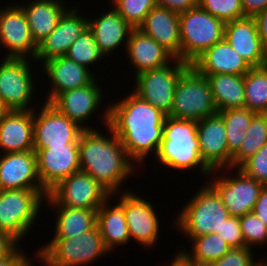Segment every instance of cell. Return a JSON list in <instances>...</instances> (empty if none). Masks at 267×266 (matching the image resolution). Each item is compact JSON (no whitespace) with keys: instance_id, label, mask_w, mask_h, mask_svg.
Wrapping results in <instances>:
<instances>
[{"instance_id":"6da1fadb","label":"cell","mask_w":267,"mask_h":266,"mask_svg":"<svg viewBox=\"0 0 267 266\" xmlns=\"http://www.w3.org/2000/svg\"><path fill=\"white\" fill-rule=\"evenodd\" d=\"M126 97L109 103L108 126L122 142L128 158L144 167L148 155L157 153L164 133L166 114L140 99L132 90Z\"/></svg>"},{"instance_id":"f35d334b","label":"cell","mask_w":267,"mask_h":266,"mask_svg":"<svg viewBox=\"0 0 267 266\" xmlns=\"http://www.w3.org/2000/svg\"><path fill=\"white\" fill-rule=\"evenodd\" d=\"M243 239L246 247L257 248L267 246V226L254 214L250 212L239 217Z\"/></svg>"},{"instance_id":"1f68e13d","label":"cell","mask_w":267,"mask_h":266,"mask_svg":"<svg viewBox=\"0 0 267 266\" xmlns=\"http://www.w3.org/2000/svg\"><path fill=\"white\" fill-rule=\"evenodd\" d=\"M267 143V114H255L239 150L232 156L231 168H240Z\"/></svg>"},{"instance_id":"ba28073f","label":"cell","mask_w":267,"mask_h":266,"mask_svg":"<svg viewBox=\"0 0 267 266\" xmlns=\"http://www.w3.org/2000/svg\"><path fill=\"white\" fill-rule=\"evenodd\" d=\"M217 112L209 80L191 65L177 82L173 105L168 115L199 121Z\"/></svg>"},{"instance_id":"836d02e7","label":"cell","mask_w":267,"mask_h":266,"mask_svg":"<svg viewBox=\"0 0 267 266\" xmlns=\"http://www.w3.org/2000/svg\"><path fill=\"white\" fill-rule=\"evenodd\" d=\"M218 113L225 124L228 152L233 156L239 150L256 113L246 107L227 109Z\"/></svg>"},{"instance_id":"7402d4cb","label":"cell","mask_w":267,"mask_h":266,"mask_svg":"<svg viewBox=\"0 0 267 266\" xmlns=\"http://www.w3.org/2000/svg\"><path fill=\"white\" fill-rule=\"evenodd\" d=\"M224 39L252 67L267 65V50L261 43L254 18L227 22Z\"/></svg>"},{"instance_id":"484cf974","label":"cell","mask_w":267,"mask_h":266,"mask_svg":"<svg viewBox=\"0 0 267 266\" xmlns=\"http://www.w3.org/2000/svg\"><path fill=\"white\" fill-rule=\"evenodd\" d=\"M117 195L115 204L110 203L116 197L113 194L97 210V226L110 253L116 251L117 246H126L131 241L124 213V191Z\"/></svg>"},{"instance_id":"f546056e","label":"cell","mask_w":267,"mask_h":266,"mask_svg":"<svg viewBox=\"0 0 267 266\" xmlns=\"http://www.w3.org/2000/svg\"><path fill=\"white\" fill-rule=\"evenodd\" d=\"M47 207L56 212L53 238H70L97 226L98 209L71 208L62 205H47Z\"/></svg>"},{"instance_id":"b9f144b4","label":"cell","mask_w":267,"mask_h":266,"mask_svg":"<svg viewBox=\"0 0 267 266\" xmlns=\"http://www.w3.org/2000/svg\"><path fill=\"white\" fill-rule=\"evenodd\" d=\"M218 234L228 243L231 248L246 247L242 230L240 226L239 217L230 216L225 220V223L218 231Z\"/></svg>"},{"instance_id":"83f0119b","label":"cell","mask_w":267,"mask_h":266,"mask_svg":"<svg viewBox=\"0 0 267 266\" xmlns=\"http://www.w3.org/2000/svg\"><path fill=\"white\" fill-rule=\"evenodd\" d=\"M200 74L244 76L252 66L225 40L215 43L191 64Z\"/></svg>"},{"instance_id":"7bdbcfd3","label":"cell","mask_w":267,"mask_h":266,"mask_svg":"<svg viewBox=\"0 0 267 266\" xmlns=\"http://www.w3.org/2000/svg\"><path fill=\"white\" fill-rule=\"evenodd\" d=\"M157 6L167 8L176 14H182L198 7V0H156Z\"/></svg>"},{"instance_id":"d6a6232c","label":"cell","mask_w":267,"mask_h":266,"mask_svg":"<svg viewBox=\"0 0 267 266\" xmlns=\"http://www.w3.org/2000/svg\"><path fill=\"white\" fill-rule=\"evenodd\" d=\"M245 107L256 114H267V65L252 67L244 75Z\"/></svg>"},{"instance_id":"603a6c76","label":"cell","mask_w":267,"mask_h":266,"mask_svg":"<svg viewBox=\"0 0 267 266\" xmlns=\"http://www.w3.org/2000/svg\"><path fill=\"white\" fill-rule=\"evenodd\" d=\"M111 7L99 17H88V28L93 32L100 52L107 59L122 45L126 49L131 31L134 29L112 5Z\"/></svg>"},{"instance_id":"7a4b0ae2","label":"cell","mask_w":267,"mask_h":266,"mask_svg":"<svg viewBox=\"0 0 267 266\" xmlns=\"http://www.w3.org/2000/svg\"><path fill=\"white\" fill-rule=\"evenodd\" d=\"M105 107L107 109L101 111L98 117L101 116L107 134L99 131V127L84 129L81 133L78 143L80 170L89 174L111 195H116L123 192V183L131 175L135 176L138 167L128 158L122 142L108 126L109 106Z\"/></svg>"},{"instance_id":"7dc6e473","label":"cell","mask_w":267,"mask_h":266,"mask_svg":"<svg viewBox=\"0 0 267 266\" xmlns=\"http://www.w3.org/2000/svg\"><path fill=\"white\" fill-rule=\"evenodd\" d=\"M262 45L267 50V8L254 17Z\"/></svg>"},{"instance_id":"8992f818","label":"cell","mask_w":267,"mask_h":266,"mask_svg":"<svg viewBox=\"0 0 267 266\" xmlns=\"http://www.w3.org/2000/svg\"><path fill=\"white\" fill-rule=\"evenodd\" d=\"M47 195L44 189L0 190V231L20 243L35 226Z\"/></svg>"},{"instance_id":"4dcf8cb0","label":"cell","mask_w":267,"mask_h":266,"mask_svg":"<svg viewBox=\"0 0 267 266\" xmlns=\"http://www.w3.org/2000/svg\"><path fill=\"white\" fill-rule=\"evenodd\" d=\"M209 80L218 111L245 107L244 76L201 74Z\"/></svg>"},{"instance_id":"5bb4252c","label":"cell","mask_w":267,"mask_h":266,"mask_svg":"<svg viewBox=\"0 0 267 266\" xmlns=\"http://www.w3.org/2000/svg\"><path fill=\"white\" fill-rule=\"evenodd\" d=\"M42 103V107L33 110L34 149L66 146L69 142L79 141L84 129L50 103Z\"/></svg>"},{"instance_id":"681fc988","label":"cell","mask_w":267,"mask_h":266,"mask_svg":"<svg viewBox=\"0 0 267 266\" xmlns=\"http://www.w3.org/2000/svg\"><path fill=\"white\" fill-rule=\"evenodd\" d=\"M32 258L28 257V254L25 253L13 266H35Z\"/></svg>"},{"instance_id":"277c9868","label":"cell","mask_w":267,"mask_h":266,"mask_svg":"<svg viewBox=\"0 0 267 266\" xmlns=\"http://www.w3.org/2000/svg\"><path fill=\"white\" fill-rule=\"evenodd\" d=\"M173 219V227L191 241L195 237L218 233L230 217L217 192L204 181Z\"/></svg>"},{"instance_id":"ac0fdd59","label":"cell","mask_w":267,"mask_h":266,"mask_svg":"<svg viewBox=\"0 0 267 266\" xmlns=\"http://www.w3.org/2000/svg\"><path fill=\"white\" fill-rule=\"evenodd\" d=\"M98 83L99 80L96 78L84 87L67 90L59 94L50 104L82 129H95L93 124L92 127L87 125V121L90 122L89 119L95 112L101 111L99 108L104 102V89Z\"/></svg>"},{"instance_id":"ee69618b","label":"cell","mask_w":267,"mask_h":266,"mask_svg":"<svg viewBox=\"0 0 267 266\" xmlns=\"http://www.w3.org/2000/svg\"><path fill=\"white\" fill-rule=\"evenodd\" d=\"M20 247L11 235L0 231V258L11 257Z\"/></svg>"},{"instance_id":"f5cc1de1","label":"cell","mask_w":267,"mask_h":266,"mask_svg":"<svg viewBox=\"0 0 267 266\" xmlns=\"http://www.w3.org/2000/svg\"><path fill=\"white\" fill-rule=\"evenodd\" d=\"M259 266H267V264L263 261Z\"/></svg>"},{"instance_id":"9c48e42d","label":"cell","mask_w":267,"mask_h":266,"mask_svg":"<svg viewBox=\"0 0 267 266\" xmlns=\"http://www.w3.org/2000/svg\"><path fill=\"white\" fill-rule=\"evenodd\" d=\"M30 62L33 63L35 60L4 58L0 61V99L9 111L37 108L36 104L32 106L37 90L36 76L32 72L37 68V63H33L34 68Z\"/></svg>"},{"instance_id":"cb8c5ba5","label":"cell","mask_w":267,"mask_h":266,"mask_svg":"<svg viewBox=\"0 0 267 266\" xmlns=\"http://www.w3.org/2000/svg\"><path fill=\"white\" fill-rule=\"evenodd\" d=\"M125 52H127L125 56H128L129 65L132 64L131 67L135 70L134 76L164 67L175 59L168 50L138 28L131 31Z\"/></svg>"},{"instance_id":"30bf717a","label":"cell","mask_w":267,"mask_h":266,"mask_svg":"<svg viewBox=\"0 0 267 266\" xmlns=\"http://www.w3.org/2000/svg\"><path fill=\"white\" fill-rule=\"evenodd\" d=\"M227 171L228 173L232 172V175H228ZM211 174L215 178L212 177L213 179H209L207 183L221 197L222 203L229 211L230 216L241 217L253 212L255 203L264 187L262 183L247 176L239 168H222L212 171Z\"/></svg>"},{"instance_id":"f6af8a7d","label":"cell","mask_w":267,"mask_h":266,"mask_svg":"<svg viewBox=\"0 0 267 266\" xmlns=\"http://www.w3.org/2000/svg\"><path fill=\"white\" fill-rule=\"evenodd\" d=\"M241 6L245 17L254 18L267 8V0H241Z\"/></svg>"},{"instance_id":"d6986e66","label":"cell","mask_w":267,"mask_h":266,"mask_svg":"<svg viewBox=\"0 0 267 266\" xmlns=\"http://www.w3.org/2000/svg\"><path fill=\"white\" fill-rule=\"evenodd\" d=\"M42 65V66H41ZM41 72L49 80L50 90L44 96L45 103H51L59 94L91 84L97 77L94 71L79 65L67 56L49 59L40 64ZM51 82V83H50Z\"/></svg>"},{"instance_id":"ab89813d","label":"cell","mask_w":267,"mask_h":266,"mask_svg":"<svg viewBox=\"0 0 267 266\" xmlns=\"http://www.w3.org/2000/svg\"><path fill=\"white\" fill-rule=\"evenodd\" d=\"M253 250L249 247L231 248L222 258L215 261L213 266H259L263 259L256 261Z\"/></svg>"},{"instance_id":"44dd1931","label":"cell","mask_w":267,"mask_h":266,"mask_svg":"<svg viewBox=\"0 0 267 266\" xmlns=\"http://www.w3.org/2000/svg\"><path fill=\"white\" fill-rule=\"evenodd\" d=\"M43 189L33 150L0 154V190Z\"/></svg>"},{"instance_id":"f1b7e54d","label":"cell","mask_w":267,"mask_h":266,"mask_svg":"<svg viewBox=\"0 0 267 266\" xmlns=\"http://www.w3.org/2000/svg\"><path fill=\"white\" fill-rule=\"evenodd\" d=\"M19 5L26 14L32 38L37 45L55 29L61 16L70 7L63 0H30Z\"/></svg>"},{"instance_id":"8fae6325","label":"cell","mask_w":267,"mask_h":266,"mask_svg":"<svg viewBox=\"0 0 267 266\" xmlns=\"http://www.w3.org/2000/svg\"><path fill=\"white\" fill-rule=\"evenodd\" d=\"M175 58L170 64L134 76L133 93L168 115L173 105L174 93L180 76L190 67ZM135 89V90H134Z\"/></svg>"},{"instance_id":"816d5d0a","label":"cell","mask_w":267,"mask_h":266,"mask_svg":"<svg viewBox=\"0 0 267 266\" xmlns=\"http://www.w3.org/2000/svg\"><path fill=\"white\" fill-rule=\"evenodd\" d=\"M9 110L5 107L3 101L0 99V119L8 112Z\"/></svg>"},{"instance_id":"2e32d148","label":"cell","mask_w":267,"mask_h":266,"mask_svg":"<svg viewBox=\"0 0 267 266\" xmlns=\"http://www.w3.org/2000/svg\"><path fill=\"white\" fill-rule=\"evenodd\" d=\"M124 190V213L130 239L146 249L154 248L161 234V218H158L154 204L129 188Z\"/></svg>"},{"instance_id":"52a82bcc","label":"cell","mask_w":267,"mask_h":266,"mask_svg":"<svg viewBox=\"0 0 267 266\" xmlns=\"http://www.w3.org/2000/svg\"><path fill=\"white\" fill-rule=\"evenodd\" d=\"M180 60L190 65L207 49L224 39L225 24L201 7L179 15Z\"/></svg>"},{"instance_id":"9a60e30c","label":"cell","mask_w":267,"mask_h":266,"mask_svg":"<svg viewBox=\"0 0 267 266\" xmlns=\"http://www.w3.org/2000/svg\"><path fill=\"white\" fill-rule=\"evenodd\" d=\"M79 141L66 146L33 149L37 156V172L43 189L49 193L66 177L80 171Z\"/></svg>"},{"instance_id":"db71d44e","label":"cell","mask_w":267,"mask_h":266,"mask_svg":"<svg viewBox=\"0 0 267 266\" xmlns=\"http://www.w3.org/2000/svg\"><path fill=\"white\" fill-rule=\"evenodd\" d=\"M263 261L267 264V258L265 257V259L263 258Z\"/></svg>"},{"instance_id":"74e56055","label":"cell","mask_w":267,"mask_h":266,"mask_svg":"<svg viewBox=\"0 0 267 266\" xmlns=\"http://www.w3.org/2000/svg\"><path fill=\"white\" fill-rule=\"evenodd\" d=\"M198 6L224 23L245 18L241 0H198Z\"/></svg>"},{"instance_id":"ffe728a7","label":"cell","mask_w":267,"mask_h":266,"mask_svg":"<svg viewBox=\"0 0 267 266\" xmlns=\"http://www.w3.org/2000/svg\"><path fill=\"white\" fill-rule=\"evenodd\" d=\"M197 136L201 158L212 171L231 168L232 155L228 152L226 128L218 112L197 121Z\"/></svg>"},{"instance_id":"8d00e7d4","label":"cell","mask_w":267,"mask_h":266,"mask_svg":"<svg viewBox=\"0 0 267 266\" xmlns=\"http://www.w3.org/2000/svg\"><path fill=\"white\" fill-rule=\"evenodd\" d=\"M110 4L133 28H138L157 6L156 0H110Z\"/></svg>"},{"instance_id":"60d3db41","label":"cell","mask_w":267,"mask_h":266,"mask_svg":"<svg viewBox=\"0 0 267 266\" xmlns=\"http://www.w3.org/2000/svg\"><path fill=\"white\" fill-rule=\"evenodd\" d=\"M239 169L247 176L267 186V143Z\"/></svg>"},{"instance_id":"f907efd6","label":"cell","mask_w":267,"mask_h":266,"mask_svg":"<svg viewBox=\"0 0 267 266\" xmlns=\"http://www.w3.org/2000/svg\"><path fill=\"white\" fill-rule=\"evenodd\" d=\"M188 266H213V264L206 262H198L188 257Z\"/></svg>"},{"instance_id":"5b68a950","label":"cell","mask_w":267,"mask_h":266,"mask_svg":"<svg viewBox=\"0 0 267 266\" xmlns=\"http://www.w3.org/2000/svg\"><path fill=\"white\" fill-rule=\"evenodd\" d=\"M101 232L96 226L88 232L70 238H51L36 253L35 262L43 266H90L109 255Z\"/></svg>"},{"instance_id":"d4e9b609","label":"cell","mask_w":267,"mask_h":266,"mask_svg":"<svg viewBox=\"0 0 267 266\" xmlns=\"http://www.w3.org/2000/svg\"><path fill=\"white\" fill-rule=\"evenodd\" d=\"M33 149V110L8 111L0 119V154Z\"/></svg>"},{"instance_id":"4fadbf2b","label":"cell","mask_w":267,"mask_h":266,"mask_svg":"<svg viewBox=\"0 0 267 266\" xmlns=\"http://www.w3.org/2000/svg\"><path fill=\"white\" fill-rule=\"evenodd\" d=\"M0 47L6 51L4 58L35 59L38 45L19 2L0 8Z\"/></svg>"},{"instance_id":"3957f363","label":"cell","mask_w":267,"mask_h":266,"mask_svg":"<svg viewBox=\"0 0 267 266\" xmlns=\"http://www.w3.org/2000/svg\"><path fill=\"white\" fill-rule=\"evenodd\" d=\"M156 156V157H155ZM154 161L172 171L200 170V176L212 177V170L204 163L199 153L197 121L166 115L163 139L154 155Z\"/></svg>"},{"instance_id":"7c38bea8","label":"cell","mask_w":267,"mask_h":266,"mask_svg":"<svg viewBox=\"0 0 267 266\" xmlns=\"http://www.w3.org/2000/svg\"><path fill=\"white\" fill-rule=\"evenodd\" d=\"M110 196L103 186L80 170L55 186L45 198L44 205L99 209Z\"/></svg>"},{"instance_id":"c3c4849f","label":"cell","mask_w":267,"mask_h":266,"mask_svg":"<svg viewBox=\"0 0 267 266\" xmlns=\"http://www.w3.org/2000/svg\"><path fill=\"white\" fill-rule=\"evenodd\" d=\"M25 253L20 247L11 257L0 258V266H13Z\"/></svg>"},{"instance_id":"e0dca14e","label":"cell","mask_w":267,"mask_h":266,"mask_svg":"<svg viewBox=\"0 0 267 266\" xmlns=\"http://www.w3.org/2000/svg\"><path fill=\"white\" fill-rule=\"evenodd\" d=\"M79 6L68 8L61 16L55 29L38 44L35 62L66 56L73 42L88 28V18L82 16ZM80 13V14H79Z\"/></svg>"},{"instance_id":"4316f807","label":"cell","mask_w":267,"mask_h":266,"mask_svg":"<svg viewBox=\"0 0 267 266\" xmlns=\"http://www.w3.org/2000/svg\"><path fill=\"white\" fill-rule=\"evenodd\" d=\"M144 34L153 38L158 44L180 60V19L179 14L167 8L154 7L138 27Z\"/></svg>"},{"instance_id":"e575fe53","label":"cell","mask_w":267,"mask_h":266,"mask_svg":"<svg viewBox=\"0 0 267 266\" xmlns=\"http://www.w3.org/2000/svg\"><path fill=\"white\" fill-rule=\"evenodd\" d=\"M191 250L181 247L190 259L198 262L214 263L222 258L231 247L218 233H210L191 240Z\"/></svg>"},{"instance_id":"bcb514c9","label":"cell","mask_w":267,"mask_h":266,"mask_svg":"<svg viewBox=\"0 0 267 266\" xmlns=\"http://www.w3.org/2000/svg\"><path fill=\"white\" fill-rule=\"evenodd\" d=\"M253 212L267 226V186L262 188Z\"/></svg>"},{"instance_id":"d590c367","label":"cell","mask_w":267,"mask_h":266,"mask_svg":"<svg viewBox=\"0 0 267 266\" xmlns=\"http://www.w3.org/2000/svg\"><path fill=\"white\" fill-rule=\"evenodd\" d=\"M66 56L89 70L105 58L100 52L93 32L87 28L70 46ZM94 64V65H93ZM93 66V67H92Z\"/></svg>"}]
</instances>
